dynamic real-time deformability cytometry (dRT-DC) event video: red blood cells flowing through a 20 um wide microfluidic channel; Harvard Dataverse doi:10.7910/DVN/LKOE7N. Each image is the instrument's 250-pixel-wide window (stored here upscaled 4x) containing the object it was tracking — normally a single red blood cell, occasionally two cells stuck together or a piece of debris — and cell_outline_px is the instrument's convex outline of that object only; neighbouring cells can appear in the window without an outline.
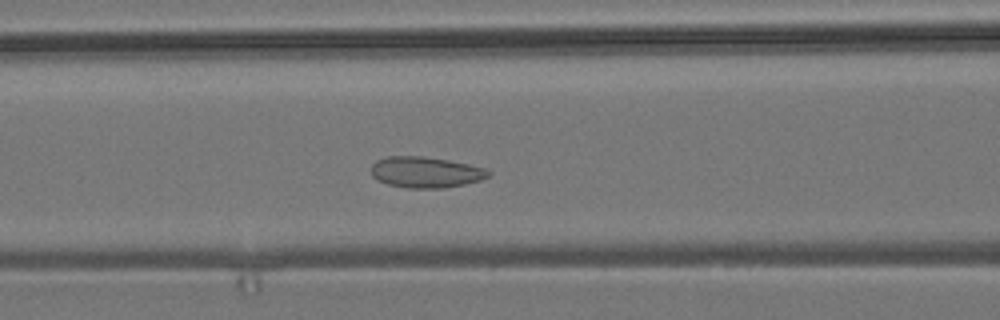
{"species": "common noctule bat (a hibernating species)", "species_latin": "Nyctalus noctula", "temperature_condition": "room temperature", "stored_images_in_passage": 40, "camera_frame_rate_fps": 3000, "um_per_image_px": 0.085, "animal": {"sex": "male", "body_mass_g": 19.2, "forearm_length_mm": 51.8}, "frame": {"image": 1, "passage_image": 7, "time_ms": 2.0, "image_size_px": [1000, 320], "cell_outline_px": [[492, 172], [488, 176], [480, 180], [464, 184], [444, 188], [408, 188], [388, 184], [372, 176], [372, 164], [376, 160], [388, 156], [424, 156], [448, 160], [468, 164], [484, 168]], "centroid_in_image_um": [36.18, 14.63], "position_along_channel_um": 130.4, "area_um2": 21.04}}
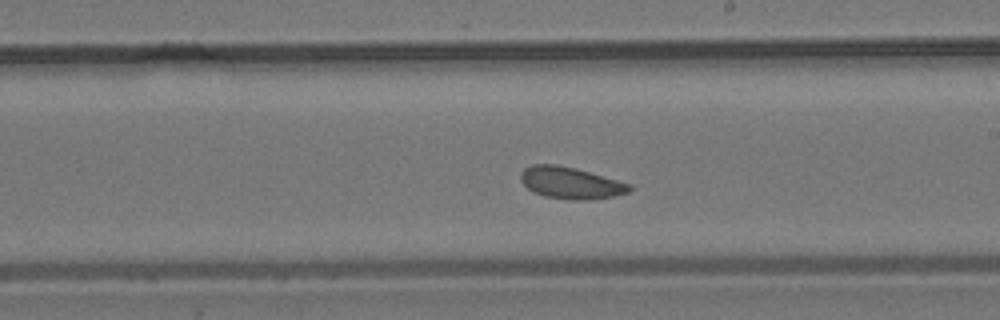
{"frame": {"image": 2, "passage_image": 16, "time_ms": 5.0, "image_size_px": [1000, 320], "cell_outline_px": [[632, 188], [628, 192], [612, 196], [580, 200], [568, 200], [544, 196], [532, 192], [520, 180], [520, 172], [524, 168], [532, 164], [556, 164], [576, 168], [632, 184]], "centroid_in_image_um": [48.47, 15.53], "position_along_channel_um": 240.5, "area_um2": 20.17}}
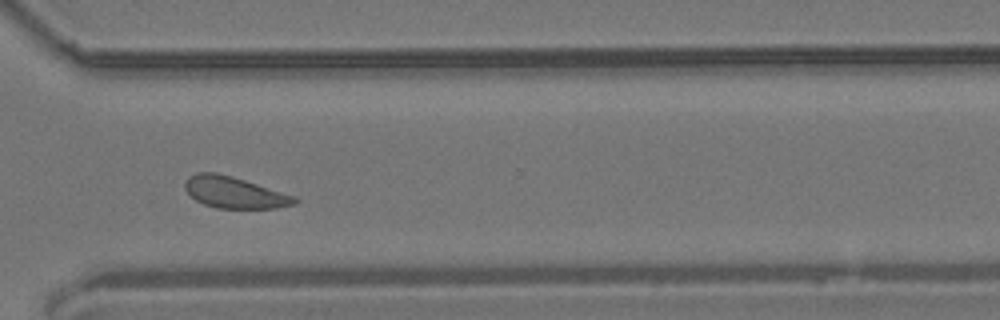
{"frame": {"image": 3, "passage_image": 25, "time_ms": 8.0, "image_size_px": [1000, 320], "cell_outline_px": [[300, 200], [296, 204], [276, 208], [216, 208], [204, 204], [196, 200], [184, 188], [184, 184], [188, 176], [196, 172], [216, 172], [232, 176], [296, 196]], "centroid_in_image_um": [19.94, 16.35], "position_along_channel_um": 350.7, "area_um2": 20.17}, "authors_computed_cell_mechanics": {"area_um2": 20.1722, "velocity_mm_per_s": 3.6738, "shape_relaxation_time_tau1_ms": 10.8513, "shape_relaxation_time_tau2_ms": 5.9302, "deformation_change_tau1": 0.093, "deformation_change_tau2": 0.0988}}